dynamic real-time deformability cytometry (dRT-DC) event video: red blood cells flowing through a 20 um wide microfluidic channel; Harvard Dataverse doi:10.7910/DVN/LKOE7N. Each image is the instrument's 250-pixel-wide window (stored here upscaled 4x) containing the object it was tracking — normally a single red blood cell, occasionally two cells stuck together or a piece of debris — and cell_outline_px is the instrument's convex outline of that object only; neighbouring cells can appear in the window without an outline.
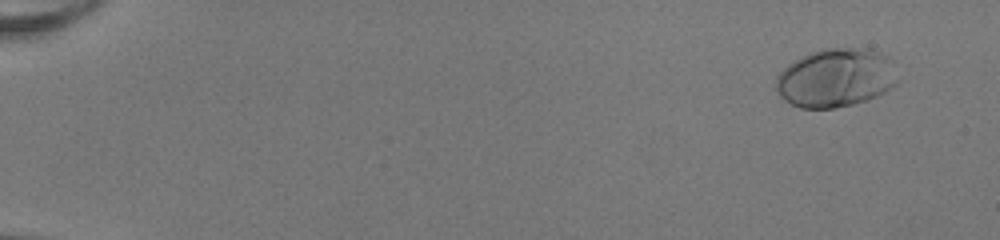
{"species": "human", "species_latin": "Homo sapiens", "temperature_condition": "room temperature", "stored_images_in_passage": 53, "camera_frame_rate_fps": 3000, "um_per_image_px": 0.085, "donor": {"sex": "female"}, "frame": {"image": 1, "passage_image": 4, "time_ms": 1.0, "image_size_px": [1000, 240], "cell_outline_px": [[900, 80], [892, 88], [868, 100], [836, 108], [800, 108], [784, 100], [780, 96], [776, 88], [776, 76], [788, 64], [812, 52], [824, 48], [872, 48], [896, 60]], "centroid_in_image_um": [71.14, 6.6], "position_along_channel_um": 13.9, "area_um2": 42.31}}
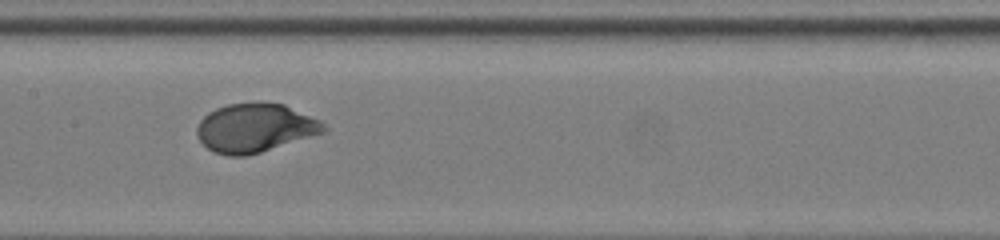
{"frame": {"image": 2, "passage_image": 29, "time_ms": 9.333, "image_size_px": [1000, 240], "cell_outline_px": [[328, 132], [248, 156], [228, 156], [212, 152], [200, 140], [196, 132], [196, 128], [200, 120], [208, 112], [216, 108], [228, 104], [284, 104], [320, 120], [328, 128]], "centroid_in_image_um": [21.7, 10.91], "position_along_channel_um": 185.7, "area_um2": 35.95}}
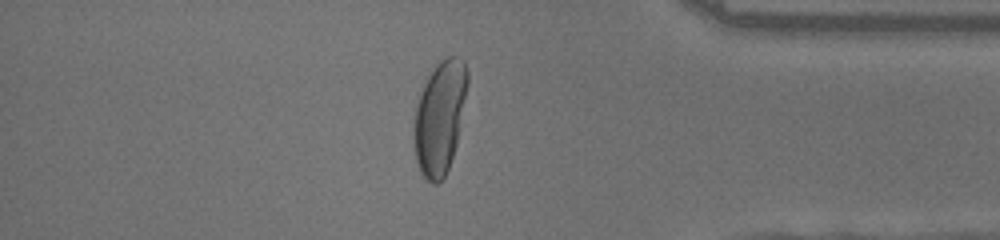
{"frame": {"image": 3, "passage_image": 46, "time_ms": 15.0, "image_size_px": [1000, 240], "cell_outline_px": [[468, 84], [456, 144], [448, 168], [444, 176], [436, 184], [432, 184], [420, 172], [416, 164], [412, 136], [412, 128], [416, 104], [420, 92], [428, 76], [436, 64], [440, 60], [448, 56], [456, 56], [464, 60], [468, 72]], "centroid_in_image_um": [37.35, 9.96], "position_along_channel_um": 397.9, "area_um2": 35.49}, "authors_computed_cell_mechanics": {"area_um2": 35.836, "velocity_mm_per_s": 4.0607, "shape_relaxation_time_tau1_ms": 3.0722, "shape_relaxation_time_tau2_ms": null, "deformation_change_tau1": 0.19, "deformation_change_tau2": null}}